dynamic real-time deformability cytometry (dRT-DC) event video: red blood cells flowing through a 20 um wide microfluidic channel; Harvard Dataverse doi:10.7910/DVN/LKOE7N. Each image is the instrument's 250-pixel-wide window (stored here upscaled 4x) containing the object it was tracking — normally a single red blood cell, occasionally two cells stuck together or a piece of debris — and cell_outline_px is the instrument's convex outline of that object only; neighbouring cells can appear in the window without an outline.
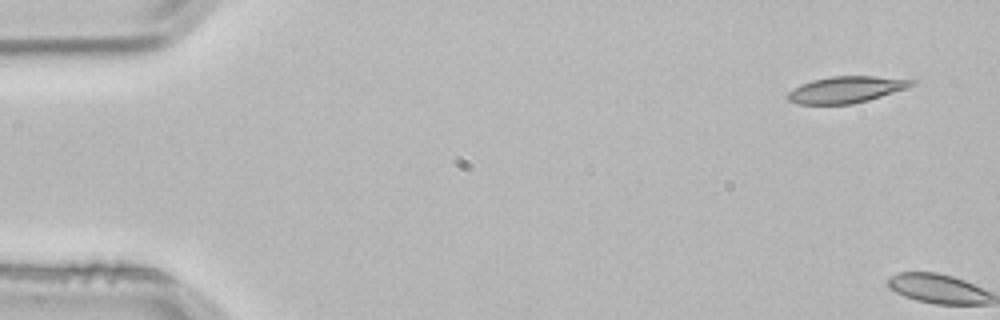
{"species": "common noctule bat (a hibernating species)", "species_latin": "Nyctalus noctula", "temperature_condition": "room temperature", "stored_images_in_passage": 4, "camera_frame_rate_fps": 3000, "um_per_image_px": 0.085, "animal": {"sex": "male", "body_mass_g": 21.5, "forearm_length_mm": 52.0}, "frame": {"image": 1, "passage_image": 1, "time_ms": 0.0, "image_size_px": [1000, 320], "cell_outline_px": [[916, 84], [908, 88], [868, 100], [852, 104], [800, 104], [788, 100], [784, 96], [788, 92], [800, 84], [812, 80], [832, 76], [872, 76], [916, 80]], "centroid_in_image_um": [71.91, 7.61], "position_along_channel_um": 13.1, "area_um2": 19.19}}